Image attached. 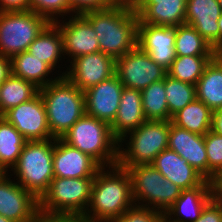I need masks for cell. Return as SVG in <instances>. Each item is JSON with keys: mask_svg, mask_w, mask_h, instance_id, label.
<instances>
[{"mask_svg": "<svg viewBox=\"0 0 222 222\" xmlns=\"http://www.w3.org/2000/svg\"><path fill=\"white\" fill-rule=\"evenodd\" d=\"M107 168L95 175L88 209L79 222H110L134 205L129 172L118 164Z\"/></svg>", "mask_w": 222, "mask_h": 222, "instance_id": "6da1fadb", "label": "cell"}, {"mask_svg": "<svg viewBox=\"0 0 222 222\" xmlns=\"http://www.w3.org/2000/svg\"><path fill=\"white\" fill-rule=\"evenodd\" d=\"M82 16L93 27L102 53L116 60L137 46L139 17L135 8L111 4L105 9L88 11Z\"/></svg>", "mask_w": 222, "mask_h": 222, "instance_id": "7a4b0ae2", "label": "cell"}, {"mask_svg": "<svg viewBox=\"0 0 222 222\" xmlns=\"http://www.w3.org/2000/svg\"><path fill=\"white\" fill-rule=\"evenodd\" d=\"M93 180L54 177L39 199L42 221H78L88 209Z\"/></svg>", "mask_w": 222, "mask_h": 222, "instance_id": "3957f363", "label": "cell"}, {"mask_svg": "<svg viewBox=\"0 0 222 222\" xmlns=\"http://www.w3.org/2000/svg\"><path fill=\"white\" fill-rule=\"evenodd\" d=\"M51 135L61 138L85 112L84 92L65 76L40 88Z\"/></svg>", "mask_w": 222, "mask_h": 222, "instance_id": "277c9868", "label": "cell"}, {"mask_svg": "<svg viewBox=\"0 0 222 222\" xmlns=\"http://www.w3.org/2000/svg\"><path fill=\"white\" fill-rule=\"evenodd\" d=\"M68 145L90 155L102 167L118 164L119 141L110 125L86 113L61 137Z\"/></svg>", "mask_w": 222, "mask_h": 222, "instance_id": "5b68a950", "label": "cell"}, {"mask_svg": "<svg viewBox=\"0 0 222 222\" xmlns=\"http://www.w3.org/2000/svg\"><path fill=\"white\" fill-rule=\"evenodd\" d=\"M54 138L27 141L11 171L17 183L38 200L48 190L53 174Z\"/></svg>", "mask_w": 222, "mask_h": 222, "instance_id": "8992f818", "label": "cell"}, {"mask_svg": "<svg viewBox=\"0 0 222 222\" xmlns=\"http://www.w3.org/2000/svg\"><path fill=\"white\" fill-rule=\"evenodd\" d=\"M120 167L125 168L131 177L132 198L135 205L165 214L181 194L182 189L167 180L151 164Z\"/></svg>", "mask_w": 222, "mask_h": 222, "instance_id": "52a82bcc", "label": "cell"}, {"mask_svg": "<svg viewBox=\"0 0 222 222\" xmlns=\"http://www.w3.org/2000/svg\"><path fill=\"white\" fill-rule=\"evenodd\" d=\"M170 123L171 120L145 121L137 129L128 132V148L119 145L118 165L151 164L160 152L168 149Z\"/></svg>", "mask_w": 222, "mask_h": 222, "instance_id": "ba28073f", "label": "cell"}, {"mask_svg": "<svg viewBox=\"0 0 222 222\" xmlns=\"http://www.w3.org/2000/svg\"><path fill=\"white\" fill-rule=\"evenodd\" d=\"M50 22L31 11L0 12V54L12 58L29 46Z\"/></svg>", "mask_w": 222, "mask_h": 222, "instance_id": "9c48e42d", "label": "cell"}, {"mask_svg": "<svg viewBox=\"0 0 222 222\" xmlns=\"http://www.w3.org/2000/svg\"><path fill=\"white\" fill-rule=\"evenodd\" d=\"M115 74L124 87L142 91L151 83L163 80L167 71L136 46L115 60Z\"/></svg>", "mask_w": 222, "mask_h": 222, "instance_id": "30bf717a", "label": "cell"}, {"mask_svg": "<svg viewBox=\"0 0 222 222\" xmlns=\"http://www.w3.org/2000/svg\"><path fill=\"white\" fill-rule=\"evenodd\" d=\"M5 173L0 178V215L15 222H42L39 200Z\"/></svg>", "mask_w": 222, "mask_h": 222, "instance_id": "8fae6325", "label": "cell"}, {"mask_svg": "<svg viewBox=\"0 0 222 222\" xmlns=\"http://www.w3.org/2000/svg\"><path fill=\"white\" fill-rule=\"evenodd\" d=\"M3 117L11 123L27 141L53 139L46 107L40 93L30 101L8 110Z\"/></svg>", "mask_w": 222, "mask_h": 222, "instance_id": "7c38bea8", "label": "cell"}, {"mask_svg": "<svg viewBox=\"0 0 222 222\" xmlns=\"http://www.w3.org/2000/svg\"><path fill=\"white\" fill-rule=\"evenodd\" d=\"M177 26L138 23L137 46L151 59L168 71L176 58L175 41Z\"/></svg>", "mask_w": 222, "mask_h": 222, "instance_id": "4fadbf2b", "label": "cell"}, {"mask_svg": "<svg viewBox=\"0 0 222 222\" xmlns=\"http://www.w3.org/2000/svg\"><path fill=\"white\" fill-rule=\"evenodd\" d=\"M70 65L68 71L58 75L65 76L83 92L115 74V59L101 51L76 57Z\"/></svg>", "mask_w": 222, "mask_h": 222, "instance_id": "5bb4252c", "label": "cell"}, {"mask_svg": "<svg viewBox=\"0 0 222 222\" xmlns=\"http://www.w3.org/2000/svg\"><path fill=\"white\" fill-rule=\"evenodd\" d=\"M102 166L90 155L54 138L53 174L59 178H94Z\"/></svg>", "mask_w": 222, "mask_h": 222, "instance_id": "9a60e30c", "label": "cell"}, {"mask_svg": "<svg viewBox=\"0 0 222 222\" xmlns=\"http://www.w3.org/2000/svg\"><path fill=\"white\" fill-rule=\"evenodd\" d=\"M123 88L116 74L88 88L84 91L86 114L111 125L118 112Z\"/></svg>", "mask_w": 222, "mask_h": 222, "instance_id": "2e32d148", "label": "cell"}, {"mask_svg": "<svg viewBox=\"0 0 222 222\" xmlns=\"http://www.w3.org/2000/svg\"><path fill=\"white\" fill-rule=\"evenodd\" d=\"M55 21L63 41V53L72 60L100 51L98 37L91 24L82 15H73L69 21ZM61 22V23H60Z\"/></svg>", "mask_w": 222, "mask_h": 222, "instance_id": "e0dca14e", "label": "cell"}, {"mask_svg": "<svg viewBox=\"0 0 222 222\" xmlns=\"http://www.w3.org/2000/svg\"><path fill=\"white\" fill-rule=\"evenodd\" d=\"M221 14L218 0H187L186 2L185 24L194 27L216 54H219L218 20Z\"/></svg>", "mask_w": 222, "mask_h": 222, "instance_id": "ac0fdd59", "label": "cell"}, {"mask_svg": "<svg viewBox=\"0 0 222 222\" xmlns=\"http://www.w3.org/2000/svg\"><path fill=\"white\" fill-rule=\"evenodd\" d=\"M168 149L178 153L208 180V160L204 135L190 132L170 123Z\"/></svg>", "mask_w": 222, "mask_h": 222, "instance_id": "d6986e66", "label": "cell"}, {"mask_svg": "<svg viewBox=\"0 0 222 222\" xmlns=\"http://www.w3.org/2000/svg\"><path fill=\"white\" fill-rule=\"evenodd\" d=\"M214 196V183L205 180L197 187L182 190L180 196L164 215L173 222L196 221L203 208Z\"/></svg>", "mask_w": 222, "mask_h": 222, "instance_id": "ffe728a7", "label": "cell"}, {"mask_svg": "<svg viewBox=\"0 0 222 222\" xmlns=\"http://www.w3.org/2000/svg\"><path fill=\"white\" fill-rule=\"evenodd\" d=\"M145 121L147 120L143 112L141 91L124 87L117 115L110 125L119 145L128 141V132L137 129Z\"/></svg>", "mask_w": 222, "mask_h": 222, "instance_id": "44dd1931", "label": "cell"}, {"mask_svg": "<svg viewBox=\"0 0 222 222\" xmlns=\"http://www.w3.org/2000/svg\"><path fill=\"white\" fill-rule=\"evenodd\" d=\"M151 165L182 190L197 187L206 180L187 160L169 149L160 152Z\"/></svg>", "mask_w": 222, "mask_h": 222, "instance_id": "7402d4cb", "label": "cell"}, {"mask_svg": "<svg viewBox=\"0 0 222 222\" xmlns=\"http://www.w3.org/2000/svg\"><path fill=\"white\" fill-rule=\"evenodd\" d=\"M187 0H142L135 8L138 23L162 26L185 24Z\"/></svg>", "mask_w": 222, "mask_h": 222, "instance_id": "603a6c76", "label": "cell"}, {"mask_svg": "<svg viewBox=\"0 0 222 222\" xmlns=\"http://www.w3.org/2000/svg\"><path fill=\"white\" fill-rule=\"evenodd\" d=\"M196 98L213 112L222 109V54H216L195 85Z\"/></svg>", "mask_w": 222, "mask_h": 222, "instance_id": "cb8c5ba5", "label": "cell"}, {"mask_svg": "<svg viewBox=\"0 0 222 222\" xmlns=\"http://www.w3.org/2000/svg\"><path fill=\"white\" fill-rule=\"evenodd\" d=\"M28 51L55 70L63 54V41L59 27L49 23L29 46Z\"/></svg>", "mask_w": 222, "mask_h": 222, "instance_id": "d4e9b609", "label": "cell"}, {"mask_svg": "<svg viewBox=\"0 0 222 222\" xmlns=\"http://www.w3.org/2000/svg\"><path fill=\"white\" fill-rule=\"evenodd\" d=\"M12 74L35 84L38 88L47 86L56 81L60 76L53 78L48 75L53 69L41 59L33 57L29 51H24L11 58Z\"/></svg>", "mask_w": 222, "mask_h": 222, "instance_id": "484cf974", "label": "cell"}, {"mask_svg": "<svg viewBox=\"0 0 222 222\" xmlns=\"http://www.w3.org/2000/svg\"><path fill=\"white\" fill-rule=\"evenodd\" d=\"M214 112L197 98L175 113L171 123L200 135L212 130Z\"/></svg>", "mask_w": 222, "mask_h": 222, "instance_id": "4316f807", "label": "cell"}, {"mask_svg": "<svg viewBox=\"0 0 222 222\" xmlns=\"http://www.w3.org/2000/svg\"><path fill=\"white\" fill-rule=\"evenodd\" d=\"M35 84L11 74L0 85V116L8 110L30 101L39 94Z\"/></svg>", "mask_w": 222, "mask_h": 222, "instance_id": "83f0119b", "label": "cell"}, {"mask_svg": "<svg viewBox=\"0 0 222 222\" xmlns=\"http://www.w3.org/2000/svg\"><path fill=\"white\" fill-rule=\"evenodd\" d=\"M26 142L23 135L0 116V167L5 173L16 164Z\"/></svg>", "mask_w": 222, "mask_h": 222, "instance_id": "f1b7e54d", "label": "cell"}, {"mask_svg": "<svg viewBox=\"0 0 222 222\" xmlns=\"http://www.w3.org/2000/svg\"><path fill=\"white\" fill-rule=\"evenodd\" d=\"M143 112L147 121L171 120L165 93V78L141 91Z\"/></svg>", "mask_w": 222, "mask_h": 222, "instance_id": "f546056e", "label": "cell"}, {"mask_svg": "<svg viewBox=\"0 0 222 222\" xmlns=\"http://www.w3.org/2000/svg\"><path fill=\"white\" fill-rule=\"evenodd\" d=\"M176 56H215L207 41L190 25L177 26L175 41Z\"/></svg>", "mask_w": 222, "mask_h": 222, "instance_id": "4dcf8cb0", "label": "cell"}, {"mask_svg": "<svg viewBox=\"0 0 222 222\" xmlns=\"http://www.w3.org/2000/svg\"><path fill=\"white\" fill-rule=\"evenodd\" d=\"M214 56H176L167 74L179 81L196 85Z\"/></svg>", "mask_w": 222, "mask_h": 222, "instance_id": "1f68e13d", "label": "cell"}, {"mask_svg": "<svg viewBox=\"0 0 222 222\" xmlns=\"http://www.w3.org/2000/svg\"><path fill=\"white\" fill-rule=\"evenodd\" d=\"M165 93L171 117L196 99L195 85L179 81L168 74L165 76Z\"/></svg>", "mask_w": 222, "mask_h": 222, "instance_id": "d6a6232c", "label": "cell"}, {"mask_svg": "<svg viewBox=\"0 0 222 222\" xmlns=\"http://www.w3.org/2000/svg\"><path fill=\"white\" fill-rule=\"evenodd\" d=\"M208 160V181L215 183L222 174V136L213 130L204 135Z\"/></svg>", "mask_w": 222, "mask_h": 222, "instance_id": "836d02e7", "label": "cell"}, {"mask_svg": "<svg viewBox=\"0 0 222 222\" xmlns=\"http://www.w3.org/2000/svg\"><path fill=\"white\" fill-rule=\"evenodd\" d=\"M30 10L45 17L50 23L71 14L73 11L68 0H30ZM63 15V16H62Z\"/></svg>", "mask_w": 222, "mask_h": 222, "instance_id": "e575fe53", "label": "cell"}, {"mask_svg": "<svg viewBox=\"0 0 222 222\" xmlns=\"http://www.w3.org/2000/svg\"><path fill=\"white\" fill-rule=\"evenodd\" d=\"M161 215L162 213L158 210L134 204L121 216L112 219L110 222H158Z\"/></svg>", "mask_w": 222, "mask_h": 222, "instance_id": "d590c367", "label": "cell"}, {"mask_svg": "<svg viewBox=\"0 0 222 222\" xmlns=\"http://www.w3.org/2000/svg\"><path fill=\"white\" fill-rule=\"evenodd\" d=\"M193 222H222V201L215 195Z\"/></svg>", "mask_w": 222, "mask_h": 222, "instance_id": "8d00e7d4", "label": "cell"}, {"mask_svg": "<svg viewBox=\"0 0 222 222\" xmlns=\"http://www.w3.org/2000/svg\"><path fill=\"white\" fill-rule=\"evenodd\" d=\"M75 15H82L88 11L102 10L111 5L108 0H68Z\"/></svg>", "mask_w": 222, "mask_h": 222, "instance_id": "74e56055", "label": "cell"}, {"mask_svg": "<svg viewBox=\"0 0 222 222\" xmlns=\"http://www.w3.org/2000/svg\"><path fill=\"white\" fill-rule=\"evenodd\" d=\"M30 10V0H0V12Z\"/></svg>", "mask_w": 222, "mask_h": 222, "instance_id": "f35d334b", "label": "cell"}, {"mask_svg": "<svg viewBox=\"0 0 222 222\" xmlns=\"http://www.w3.org/2000/svg\"><path fill=\"white\" fill-rule=\"evenodd\" d=\"M12 74L11 58L0 54V85Z\"/></svg>", "mask_w": 222, "mask_h": 222, "instance_id": "ab89813d", "label": "cell"}, {"mask_svg": "<svg viewBox=\"0 0 222 222\" xmlns=\"http://www.w3.org/2000/svg\"><path fill=\"white\" fill-rule=\"evenodd\" d=\"M212 130L222 136V109L213 114Z\"/></svg>", "mask_w": 222, "mask_h": 222, "instance_id": "60d3db41", "label": "cell"}, {"mask_svg": "<svg viewBox=\"0 0 222 222\" xmlns=\"http://www.w3.org/2000/svg\"><path fill=\"white\" fill-rule=\"evenodd\" d=\"M215 185V195L222 201V174L217 178Z\"/></svg>", "mask_w": 222, "mask_h": 222, "instance_id": "b9f144b4", "label": "cell"}, {"mask_svg": "<svg viewBox=\"0 0 222 222\" xmlns=\"http://www.w3.org/2000/svg\"><path fill=\"white\" fill-rule=\"evenodd\" d=\"M142 0H120V5L136 8Z\"/></svg>", "mask_w": 222, "mask_h": 222, "instance_id": "7bdbcfd3", "label": "cell"}, {"mask_svg": "<svg viewBox=\"0 0 222 222\" xmlns=\"http://www.w3.org/2000/svg\"><path fill=\"white\" fill-rule=\"evenodd\" d=\"M219 25V54H222V14L218 20Z\"/></svg>", "mask_w": 222, "mask_h": 222, "instance_id": "ee69618b", "label": "cell"}, {"mask_svg": "<svg viewBox=\"0 0 222 222\" xmlns=\"http://www.w3.org/2000/svg\"><path fill=\"white\" fill-rule=\"evenodd\" d=\"M158 222H173L171 221L167 216H165L164 214H162L158 220Z\"/></svg>", "mask_w": 222, "mask_h": 222, "instance_id": "f6af8a7d", "label": "cell"}, {"mask_svg": "<svg viewBox=\"0 0 222 222\" xmlns=\"http://www.w3.org/2000/svg\"><path fill=\"white\" fill-rule=\"evenodd\" d=\"M0 222H15V221L5 218L4 216L0 215Z\"/></svg>", "mask_w": 222, "mask_h": 222, "instance_id": "bcb514c9", "label": "cell"}, {"mask_svg": "<svg viewBox=\"0 0 222 222\" xmlns=\"http://www.w3.org/2000/svg\"><path fill=\"white\" fill-rule=\"evenodd\" d=\"M111 4L120 5V0H108Z\"/></svg>", "mask_w": 222, "mask_h": 222, "instance_id": "7dc6e473", "label": "cell"}, {"mask_svg": "<svg viewBox=\"0 0 222 222\" xmlns=\"http://www.w3.org/2000/svg\"><path fill=\"white\" fill-rule=\"evenodd\" d=\"M5 174L4 170L0 167V178Z\"/></svg>", "mask_w": 222, "mask_h": 222, "instance_id": "c3c4849f", "label": "cell"}, {"mask_svg": "<svg viewBox=\"0 0 222 222\" xmlns=\"http://www.w3.org/2000/svg\"><path fill=\"white\" fill-rule=\"evenodd\" d=\"M218 5L220 6V8L222 10V0H218Z\"/></svg>", "mask_w": 222, "mask_h": 222, "instance_id": "681fc988", "label": "cell"}, {"mask_svg": "<svg viewBox=\"0 0 222 222\" xmlns=\"http://www.w3.org/2000/svg\"><path fill=\"white\" fill-rule=\"evenodd\" d=\"M59 222H79V221H70V220H66V221H59Z\"/></svg>", "mask_w": 222, "mask_h": 222, "instance_id": "f907efd6", "label": "cell"}, {"mask_svg": "<svg viewBox=\"0 0 222 222\" xmlns=\"http://www.w3.org/2000/svg\"><path fill=\"white\" fill-rule=\"evenodd\" d=\"M42 222H59V221H42Z\"/></svg>", "mask_w": 222, "mask_h": 222, "instance_id": "816d5d0a", "label": "cell"}]
</instances>
